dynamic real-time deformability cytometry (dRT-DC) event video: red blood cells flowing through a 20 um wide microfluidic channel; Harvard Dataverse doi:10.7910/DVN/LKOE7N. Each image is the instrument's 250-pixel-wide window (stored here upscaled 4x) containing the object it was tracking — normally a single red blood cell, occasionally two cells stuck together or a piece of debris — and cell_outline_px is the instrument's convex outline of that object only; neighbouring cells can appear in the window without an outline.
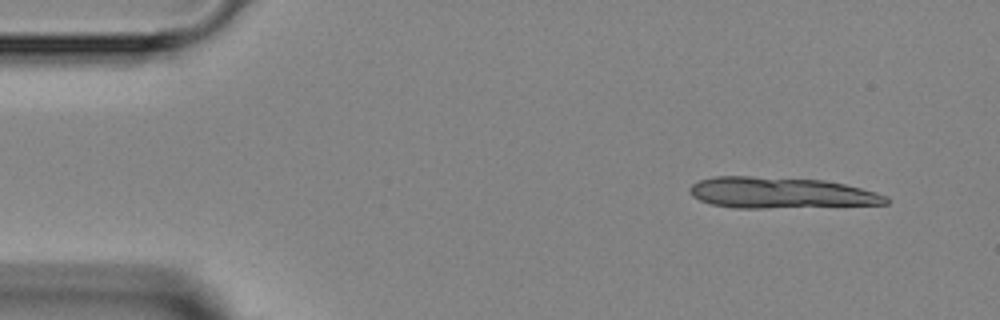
{"species": "Egyptian fruit bat (a non-hibernating species)", "species_latin": "Rousettus aegyptiacus", "temperature_condition": "room temperature", "stored_images_in_passage": 4, "segment_of_instrument_passage": [1, 2], "camera_frame_rate_fps": 3000, "um_per_image_px": 0.085, "animal": {"sex": "female"}, "frame": {"image": 1, "passage_image": 1, "time_ms": 0.0, "image_size_px": [1000, 320], "cell_outline_px": [[888, 204], [768, 208], [732, 208], [712, 204], [700, 200], [692, 196], [688, 192], [688, 188], [692, 184], [700, 180], [712, 176], [748, 176], [824, 180], [844, 184], [876, 192], [888, 196]], "centroid_in_image_um": [66.32, 16.39], "position_along_channel_um": 18.7, "area_um2": 35.6}}